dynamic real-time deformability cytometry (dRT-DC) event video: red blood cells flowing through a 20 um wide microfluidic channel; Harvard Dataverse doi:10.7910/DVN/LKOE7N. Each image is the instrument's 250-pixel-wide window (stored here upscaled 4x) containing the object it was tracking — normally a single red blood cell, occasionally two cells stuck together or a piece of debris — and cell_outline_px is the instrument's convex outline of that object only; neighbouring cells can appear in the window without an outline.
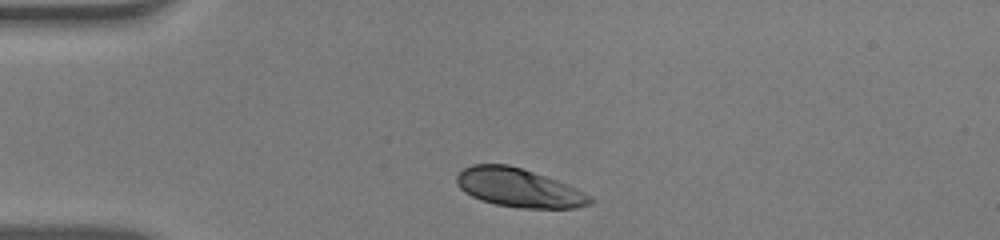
{"species": "human", "species_latin": "Homo sapiens", "temperature_condition": "warm", "stored_images_in_passage": 32, "camera_frame_rate_fps": 3000, "um_per_image_px": 0.085, "donor": {"sex": "male"}, "frame": {"image": 1, "passage_image": 1, "time_ms": 0.0, "image_size_px": [1000, 240], "cell_outline_px": [[592, 200], [588, 204], [576, 208], [520, 208], [496, 204], [480, 200], [464, 192], [456, 184], [456, 176], [464, 168], [472, 164], [508, 164], [556, 180], [576, 188], [592, 196]], "centroid_in_image_um": [44.06, 15.96], "position_along_channel_um": 40.9, "area_um2": 29.82}}
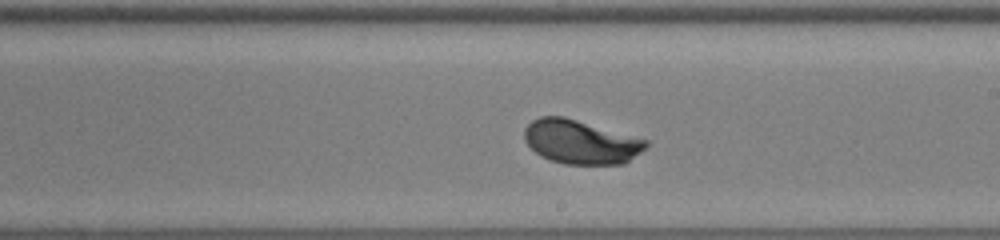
{"frame": {"image": 2, "passage_image": 19, "time_ms": 6.0, "image_size_px": [1000, 240], "cell_outline_px": [[648, 144], [640, 152], [624, 164], [564, 164], [540, 156], [524, 140], [524, 128], [532, 120], [540, 116], [564, 116], [648, 140]], "centroid_in_image_um": [49.33, 12.06], "position_along_channel_um": 239.7, "area_um2": 30.98}}
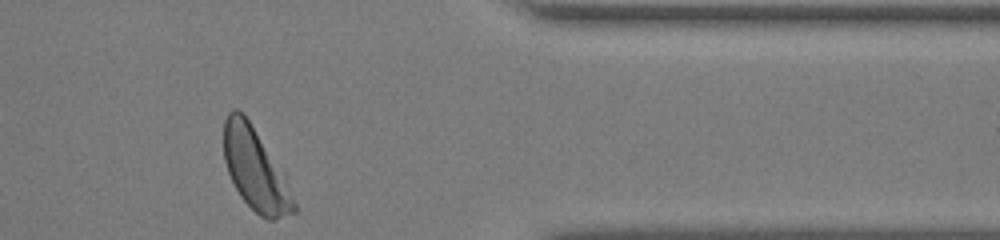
{"frame": {"image": 3, "passage_image": 32, "time_ms": 10.333, "image_size_px": [1000, 240], "cell_outline_px": [[296, 212], [272, 220], [268, 220], [260, 216], [240, 196], [228, 172], [224, 160], [224, 120], [228, 112], [232, 108], [236, 108], [244, 112], [284, 172], [296, 204]], "centroid_in_image_um": [21.71, 14.36], "position_along_channel_um": 389.7, "area_um2": 33.58}, "authors_computed_cell_mechanics": {"area_um2": 31.212, "velocity_mm_per_s": 3.8813, "shape_relaxation_time_tau1_ms": 1.8241, "shape_relaxation_time_tau2_ms": null, "deformation_change_tau1": 0.1282, "deformation_change_tau2": null}}